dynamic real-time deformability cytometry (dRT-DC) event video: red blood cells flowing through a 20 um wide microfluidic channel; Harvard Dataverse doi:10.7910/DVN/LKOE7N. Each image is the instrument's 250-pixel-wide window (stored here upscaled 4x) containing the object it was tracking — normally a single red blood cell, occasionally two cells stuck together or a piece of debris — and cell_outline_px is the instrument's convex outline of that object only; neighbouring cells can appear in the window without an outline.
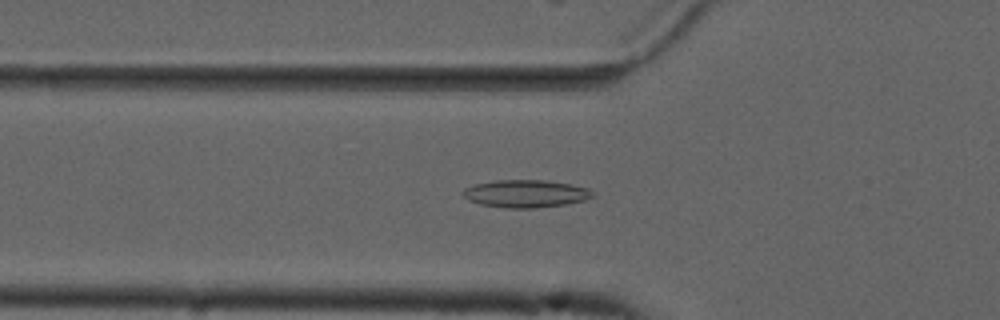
{"species": "common noctule bat (a hibernating species)", "species_latin": "Nyctalus noctula", "temperature_condition": "cold", "stored_images_in_passage": 40, "camera_frame_rate_fps": 3000, "um_per_image_px": 0.085, "animal": {"sex": "male", "forearm_length_mm": 52.5}, "frame": {"image": 1, "passage_image": 4, "time_ms": 1.0, "image_size_px": [1000, 320], "cell_outline_px": [[592, 196], [584, 200], [564, 204], [536, 208], [508, 208], [480, 204], [468, 200], [460, 192], [464, 188], [476, 184], [496, 180], [544, 180], [572, 184], [588, 188], [592, 192]], "centroid_in_image_um": [44.65, 16.45], "position_along_channel_um": 81.2, "area_um2": 20.75}}
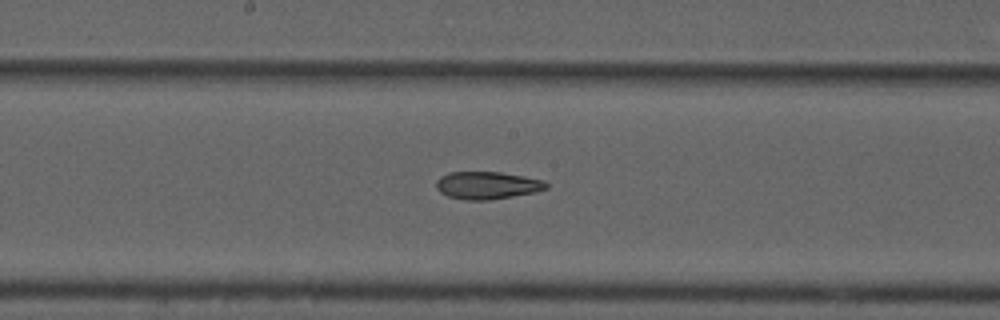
{"frame": {"image": 2, "passage_image": 14, "time_ms": 4.333, "image_size_px": [1000, 320], "cell_outline_px": [[548, 188], [532, 192], [512, 196], [488, 200], [464, 200], [448, 196], [440, 192], [436, 188], [436, 180], [440, 176], [448, 172], [500, 172], [524, 176], [544, 180], [548, 184]], "centroid_in_image_um": [41.38, 15.74], "position_along_channel_um": 206.8, "area_um2": 17.63}}
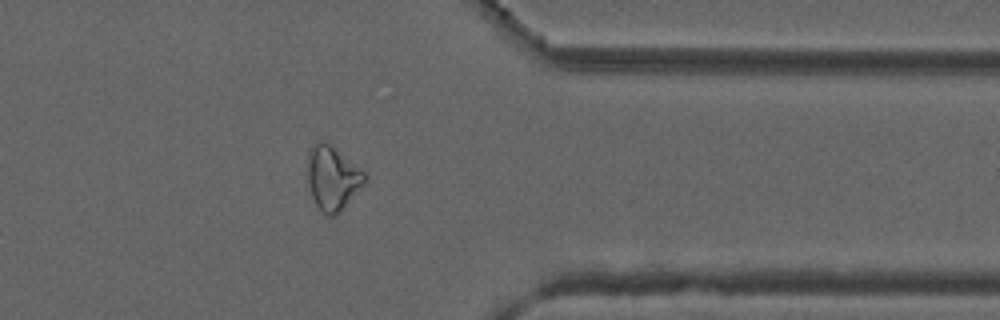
{"frame": {"image": 3, "passage_image": 29, "time_ms": 9.333, "image_size_px": [1000, 320], "cell_outline_px": [[368, 180], [340, 212], [336, 216], [328, 216], [316, 204], [312, 196], [308, 184], [308, 160], [312, 148], [316, 144], [324, 140], [332, 144], [368, 172]], "centroid_in_image_um": [28.35, 15.12], "position_along_channel_um": 383.1, "area_um2": 21.62}, "authors_computed_cell_mechanics": {"area_um2": 18.7561, "velocity_mm_per_s": 3.7534, "shape_relaxation_time_tau1_ms": null, "shape_relaxation_time_tau2_ms": 5.4613, "deformation_change_tau1": null, "deformation_change_tau2": 0.1542}}